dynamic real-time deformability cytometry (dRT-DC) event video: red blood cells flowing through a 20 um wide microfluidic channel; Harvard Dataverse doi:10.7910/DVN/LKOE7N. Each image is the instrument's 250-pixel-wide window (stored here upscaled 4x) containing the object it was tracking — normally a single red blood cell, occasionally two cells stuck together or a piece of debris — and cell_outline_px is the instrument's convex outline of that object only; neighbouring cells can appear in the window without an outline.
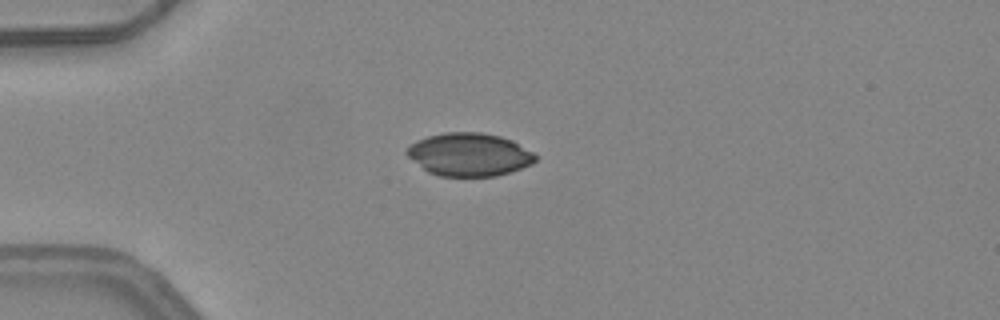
{"species": "common noctule bat (a hibernating species)", "species_latin": "Nyctalus noctula", "temperature_condition": "warm", "stored_images_in_passage": 3, "camera_frame_rate_fps": 3000, "um_per_image_px": 0.085, "animal": {"sex": "female", "body_mass_g": 24.6, "forearm_length_mm": 56.2}, "frame": {"image": 1, "passage_image": 3, "time_ms": 0.667, "image_size_px": [1000, 320], "cell_outline_px": [[536, 160], [532, 164], [496, 176], [440, 176], [428, 172], [408, 156], [404, 152], [416, 140], [428, 136], [444, 132], [480, 132], [500, 136], [512, 140], [532, 152], [536, 156]], "centroid_in_image_um": [39.87, 13.13], "position_along_channel_um": 45.1, "area_um2": 32.02}}